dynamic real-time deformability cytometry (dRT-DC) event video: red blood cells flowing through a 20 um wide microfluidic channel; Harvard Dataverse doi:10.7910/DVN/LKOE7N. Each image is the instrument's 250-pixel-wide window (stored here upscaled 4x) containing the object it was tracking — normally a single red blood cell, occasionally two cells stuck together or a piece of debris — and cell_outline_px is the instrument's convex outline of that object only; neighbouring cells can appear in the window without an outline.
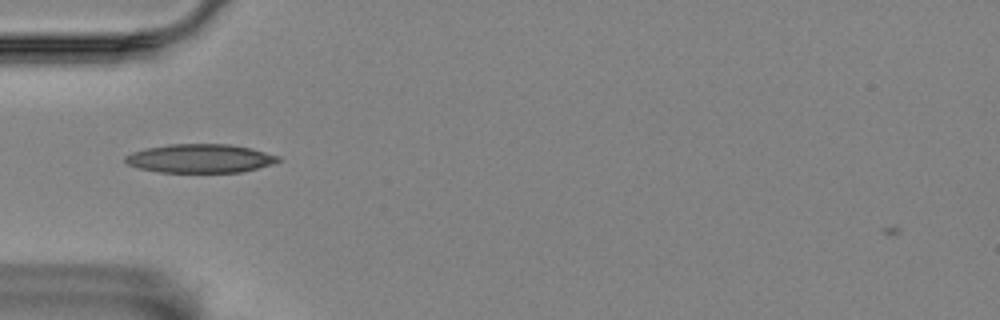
{"species": "Egyptian fruit bat (a non-hibernating species)", "species_latin": "Rousettus aegyptiacus", "temperature_condition": "room temperature", "stored_images_in_passage": 4, "camera_frame_rate_fps": 3000, "um_per_image_px": 0.085, "animal": {"sex": "female"}, "frame": {"image": 1, "passage_image": 1, "time_ms": 0.0, "image_size_px": [1000, 320], "cell_outline_px": [[284, 160], [272, 164], [240, 172], [160, 172], [140, 168], [128, 164], [124, 160], [124, 156], [132, 152], [148, 148], [168, 144], [228, 144], [248, 148], [280, 156]], "centroid_in_image_um": [17.02, 13.47], "position_along_channel_um": 68.0, "area_um2": 25.37}}
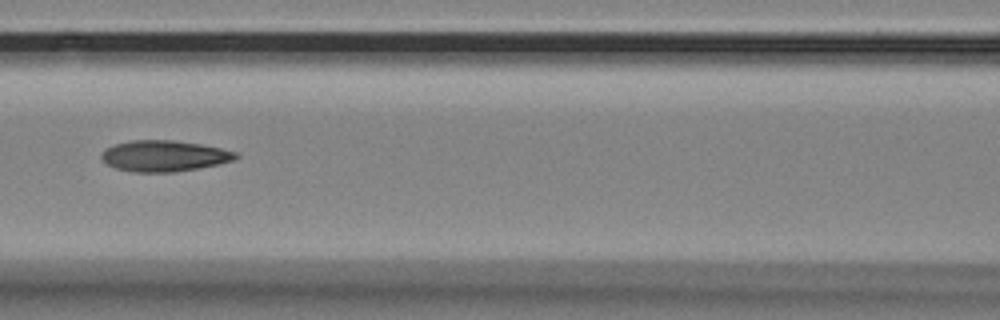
{"frame": {"image": 2, "passage_image": 3, "time_ms": 0.667, "image_size_px": [1000, 320], "cell_outline_px": [[240, 156], [232, 160], [200, 168], [172, 172], [132, 172], [116, 168], [108, 164], [100, 156], [108, 148], [116, 144], [132, 140], [172, 140], [200, 144], [220, 148], [236, 152]], "centroid_in_image_um": [13.97, 13.26], "position_along_channel_um": 152.6, "area_um2": 23.93}}
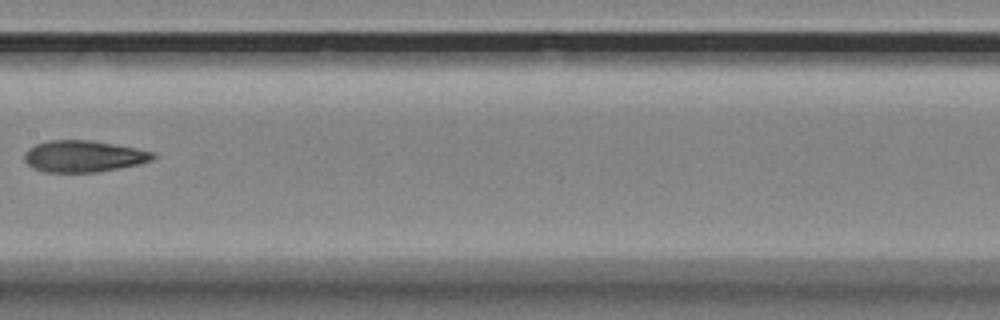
{"frame": {"image": 3, "passage_image": 4, "time_ms": 1.0, "image_size_px": [1000, 320], "cell_outline_px": [[156, 156], [152, 160], [136, 164], [96, 172], [44, 172], [32, 168], [24, 160], [24, 152], [28, 148], [36, 144], [48, 140], [92, 140], [136, 148], [152, 152]], "centroid_in_image_um": [7.04, 13.27], "position_along_channel_um": 200.4, "area_um2": 23.52}}